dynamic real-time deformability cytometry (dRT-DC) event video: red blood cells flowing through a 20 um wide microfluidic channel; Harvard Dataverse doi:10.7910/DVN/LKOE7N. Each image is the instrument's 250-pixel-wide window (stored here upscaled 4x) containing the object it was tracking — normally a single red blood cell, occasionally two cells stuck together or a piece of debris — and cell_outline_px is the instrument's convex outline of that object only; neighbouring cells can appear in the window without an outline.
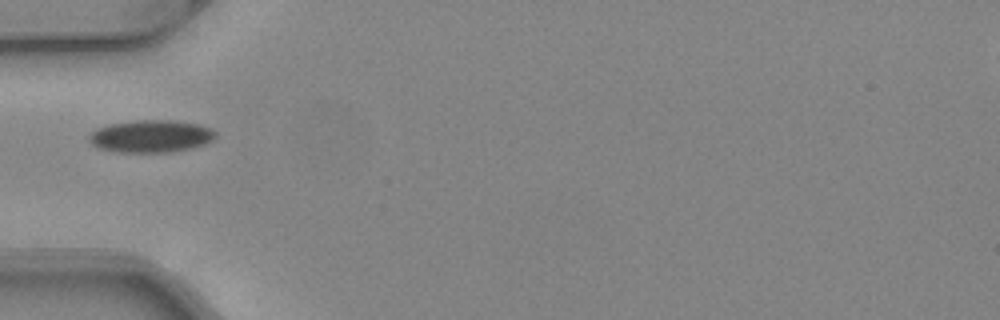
{"species": "common noctule bat (a hibernating species)", "species_latin": "Nyctalus noctula", "temperature_condition": "warm", "stored_images_in_passage": 28, "camera_frame_rate_fps": 3000, "um_per_image_px": 0.085, "animal": {"sex": "female", "body_mass_g": 24.6, "forearm_length_mm": 56.2}, "frame": {"image": 1, "passage_image": 1, "time_ms": 0.0, "image_size_px": [1000, 320], "cell_outline_px": [[216, 136], [212, 140], [204, 144], [172, 152], [116, 152], [100, 148], [92, 144], [88, 140], [88, 136], [96, 128], [108, 124], [136, 120], [172, 120], [200, 124], [212, 128], [216, 132]], "centroid_in_image_um": [12.82, 11.57], "position_along_channel_um": 72.2, "area_um2": 23.99}}
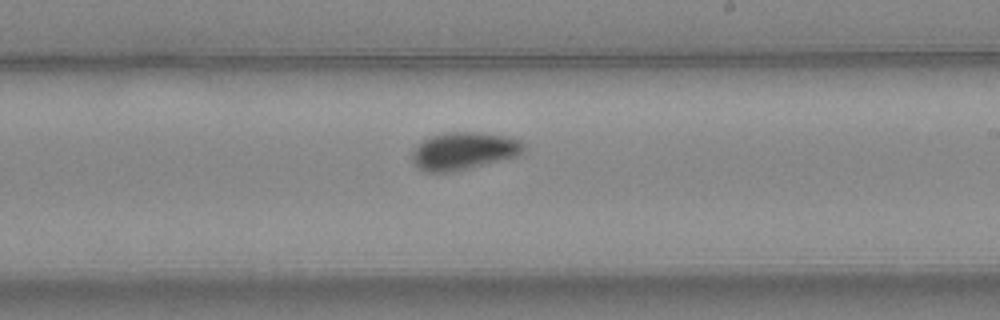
{"frame": {"image": 2, "passage_image": 14, "time_ms": 4.333, "image_size_px": [1000, 320], "cell_outline_px": [[524, 152], [516, 156], [452, 172], [424, 172], [416, 168], [412, 164], [412, 152], [416, 144], [432, 136], [444, 132], [480, 132], [504, 136], [520, 140], [524, 144]], "centroid_in_image_um": [39.36, 12.83], "position_along_channel_um": 249.6, "area_um2": 24.45}}
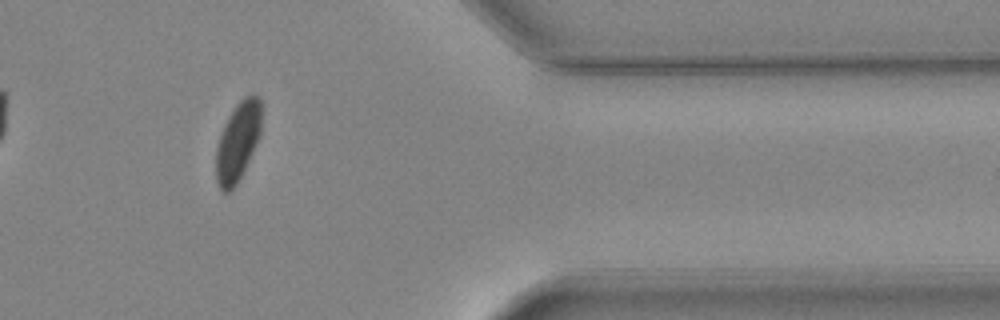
{"frame": {"image": 3, "passage_image": 26, "time_ms": 8.333, "image_size_px": [1000, 320], "cell_outline_px": [[260, 136], [236, 184], [228, 192], [224, 192], [220, 188], [216, 180], [216, 148], [224, 124], [228, 116], [236, 104], [244, 96], [252, 92], [260, 96]], "centroid_in_image_um": [20.21, 11.98], "position_along_channel_um": 391.2, "area_um2": 20.63}, "authors_computed_cell_mechanics": {"area_um2": 23.4957, "velocity_mm_per_s": 4.083, "shape_relaxation_time_tau1_ms": 3.3819, "shape_relaxation_time_tau2_ms": null, "deformation_change_tau1": 0.1217, "deformation_change_tau2": null}}